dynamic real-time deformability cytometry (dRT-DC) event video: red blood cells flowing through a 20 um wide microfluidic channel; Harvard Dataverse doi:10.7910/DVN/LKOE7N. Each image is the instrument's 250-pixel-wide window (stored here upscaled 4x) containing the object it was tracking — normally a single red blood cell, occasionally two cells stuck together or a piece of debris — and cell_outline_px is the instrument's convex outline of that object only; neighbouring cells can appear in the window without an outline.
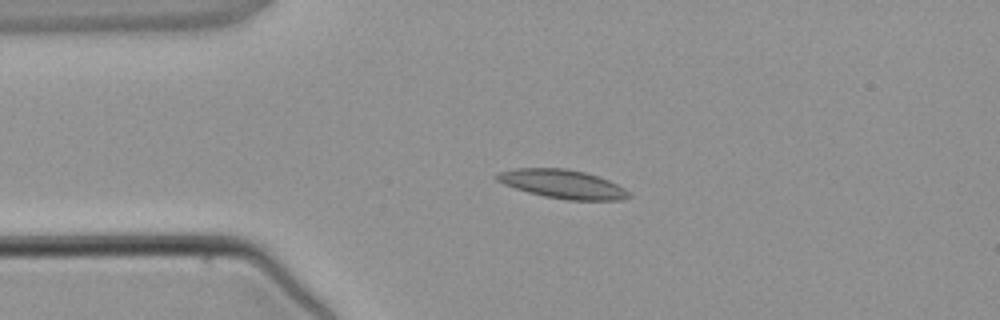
{"species": "common noctule bat (a hibernating species)", "species_latin": "Nyctalus noctula", "temperature_condition": "warm", "stored_images_in_passage": 2, "camera_frame_rate_fps": 3000, "um_per_image_px": 0.085, "animal": {"sex": "male", "body_mass_g": 21.5, "forearm_length_mm": 52.0}, "frame": {"image": 1, "passage_image": 1, "time_ms": 0.0, "image_size_px": [1000, 320], "cell_outline_px": [[632, 196], [620, 200], [568, 200], [544, 196], [528, 192], [504, 184], [496, 180], [496, 172], [516, 168], [564, 168], [584, 172], [608, 180], [624, 188]], "centroid_in_image_um": [47.8, 15.64], "position_along_channel_um": 37.2, "area_um2": 21.91}}